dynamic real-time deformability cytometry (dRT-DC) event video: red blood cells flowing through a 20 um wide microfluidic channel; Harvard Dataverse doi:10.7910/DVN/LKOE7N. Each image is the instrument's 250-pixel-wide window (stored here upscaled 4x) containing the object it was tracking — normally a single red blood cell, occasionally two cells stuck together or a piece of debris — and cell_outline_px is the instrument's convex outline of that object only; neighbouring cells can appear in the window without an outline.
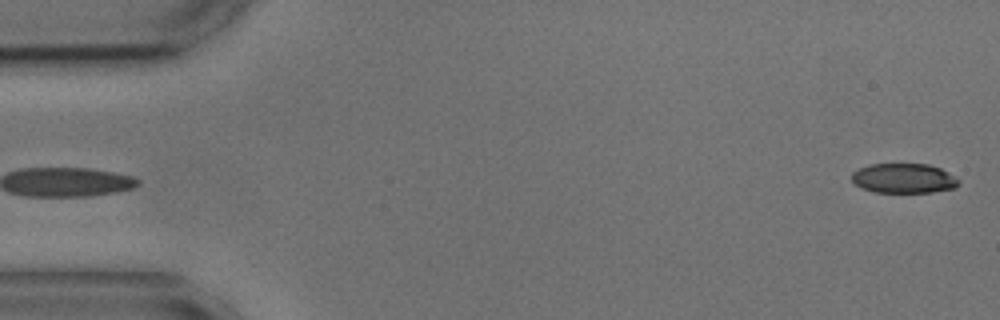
{"species": "common noctule bat (a hibernating species)", "species_latin": "Nyctalus noctula", "temperature_condition": "cold", "stored_images_in_passage": 5, "segment_of_instrument_passage": [2, 2], "camera_frame_rate_fps": 3000, "um_per_image_px": 0.085, "animal": {"sex": "male", "body_mass_g": 17.9, "forearm_length_mm": 54.2}, "frame": {"image": 1, "passage_image": 5, "time_ms": 5.667, "image_size_px": [1000, 320], "cell_outline_px": [[960, 184], [956, 188], [932, 192], [876, 192], [864, 188], [856, 184], [852, 180], [852, 172], [860, 168], [872, 164], [928, 164], [940, 168], [948, 172], [960, 180]], "centroid_in_image_um": [76.87, 15.15], "position_along_channel_um": 8.1, "area_um2": 18.44}}